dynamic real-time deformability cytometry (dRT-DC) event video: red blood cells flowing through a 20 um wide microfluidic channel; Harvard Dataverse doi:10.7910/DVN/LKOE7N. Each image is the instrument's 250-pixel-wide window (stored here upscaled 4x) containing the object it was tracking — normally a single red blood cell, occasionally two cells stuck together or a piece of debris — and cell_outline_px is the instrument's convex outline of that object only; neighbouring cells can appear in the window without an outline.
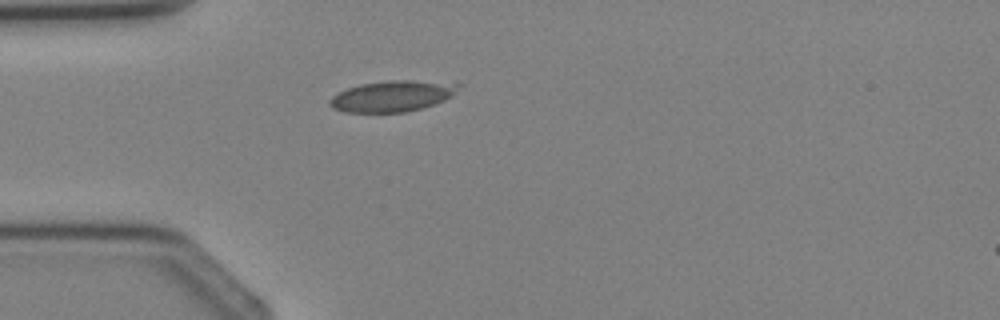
{"species": "Egyptian fruit bat (a non-hibernating species)", "species_latin": "Rousettus aegyptiacus", "temperature_condition": "cold", "stored_images_in_passage": 3, "camera_frame_rate_fps": 3000, "um_per_image_px": 0.085, "animal": {"sex": "female"}, "frame": {"image": 1, "passage_image": 3, "time_ms": 2.333, "image_size_px": [1000, 320], "cell_outline_px": [[464, 84], [452, 96], [444, 100], [420, 108], [404, 112], [344, 112], [332, 108], [328, 104], [328, 100], [332, 96], [348, 88], [360, 84], [384, 80], [412, 80]], "centroid_in_image_um": [33.33, 8.16], "position_along_channel_um": 51.7, "area_um2": 23.24}}